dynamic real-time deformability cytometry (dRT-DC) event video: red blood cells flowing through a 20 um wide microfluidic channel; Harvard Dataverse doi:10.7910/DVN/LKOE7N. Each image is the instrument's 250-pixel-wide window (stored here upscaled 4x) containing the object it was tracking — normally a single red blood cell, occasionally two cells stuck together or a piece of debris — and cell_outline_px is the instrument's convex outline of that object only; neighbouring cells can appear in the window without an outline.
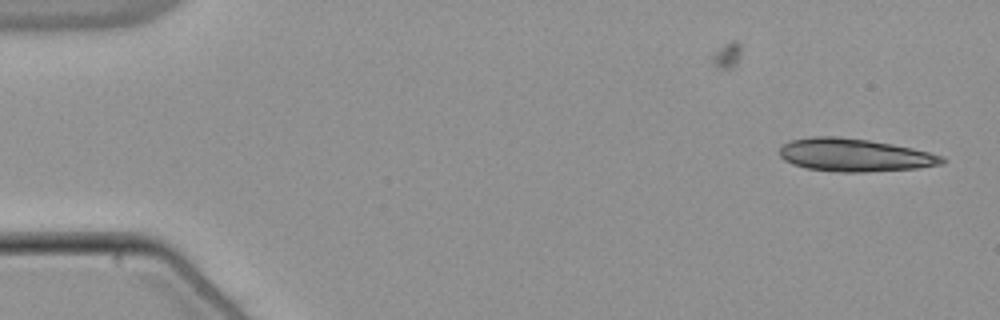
{"species": "common noctule bat (a hibernating species)", "species_latin": "Nyctalus noctula", "temperature_condition": "warm", "stored_images_in_passage": 19, "camera_frame_rate_fps": 3000, "um_per_image_px": 0.085, "animal": {"sex": "male", "body_mass_g": 21.5, "forearm_length_mm": 52.0}, "frame": {"image": 1, "passage_image": 1, "time_ms": 0.0, "image_size_px": [1000, 320], "cell_outline_px": [[948, 160], [944, 164], [916, 168], [864, 172], [840, 172], [804, 168], [792, 164], [784, 160], [780, 156], [780, 148], [788, 140], [808, 136], [840, 136], [868, 140], [892, 144], [912, 148], [944, 156]], "centroid_in_image_um": [72.62, 13.17], "position_along_channel_um": 12.4, "area_um2": 31.44}}